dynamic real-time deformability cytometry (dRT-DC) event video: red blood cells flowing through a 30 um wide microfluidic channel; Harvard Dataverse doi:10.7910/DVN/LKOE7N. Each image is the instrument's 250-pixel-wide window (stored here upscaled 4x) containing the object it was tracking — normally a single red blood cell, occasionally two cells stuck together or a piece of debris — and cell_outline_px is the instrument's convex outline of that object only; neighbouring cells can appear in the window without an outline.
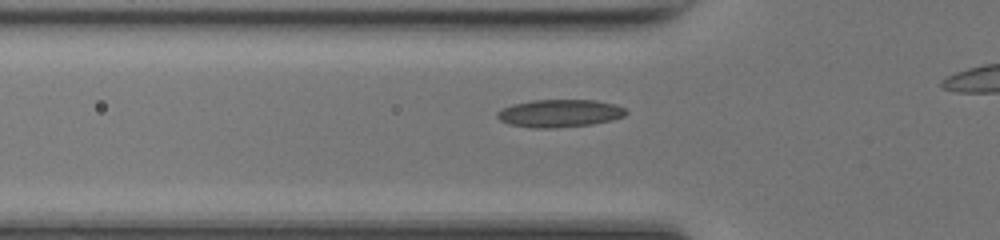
{"species": "common noctule bat (a hibernating species)", "species_latin": "Nyctalus noctula", "temperature_condition": "room temperature", "stored_images_in_passage": 34, "camera_frame_rate_fps": 3000, "um_per_image_px": 0.085, "animal": {"sex": "female", "body_mass_g": 17.0, "forearm_length_mm": 48.0}, "frame": {"image": 1, "passage_image": 11, "time_ms": 3.333, "image_size_px": [1000, 240], "cell_outline_px": [[628, 112], [624, 116], [612, 120], [592, 124], [556, 128], [532, 128], [508, 124], [500, 120], [496, 116], [496, 112], [512, 104], [532, 100], [596, 100], [616, 104], [624, 108]], "centroid_in_image_um": [47.57, 9.63], "position_along_channel_um": 78.2, "area_um2": 20.92}}
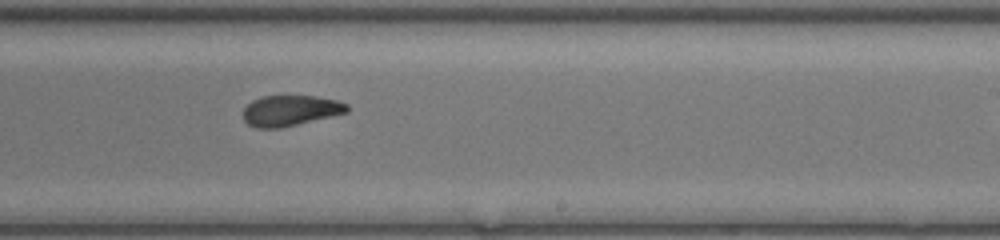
{"frame": {"image": 2, "passage_image": 24, "time_ms": 7.667, "image_size_px": [1000, 240], "cell_outline_px": [[348, 112], [280, 128], [256, 128], [248, 124], [244, 120], [244, 108], [252, 100], [264, 96], [316, 96], [336, 100], [348, 104]], "centroid_in_image_um": [24.67, 9.4], "position_along_channel_um": 264.3, "area_um2": 18.38}}
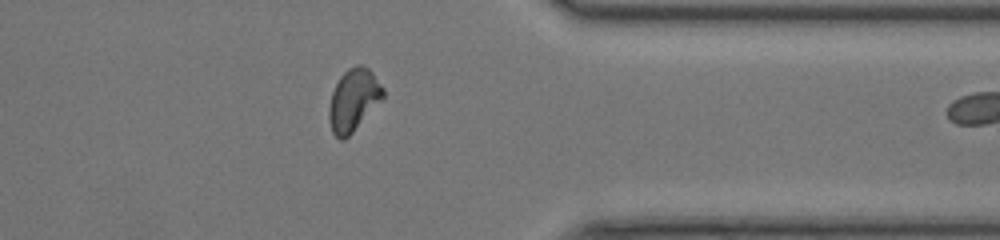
{"frame": {"image": 3, "passage_image": 33, "time_ms": 10.667, "image_size_px": [1000, 240], "cell_outline_px": [[384, 96], [352, 132], [344, 140], [340, 140], [332, 132], [328, 120], [328, 108], [332, 92], [340, 76], [348, 68], [356, 64], [360, 64], [368, 68], [372, 72], [384, 88]], "centroid_in_image_um": [30.02, 8.48], "position_along_channel_um": 381.4, "area_um2": 19.42}}